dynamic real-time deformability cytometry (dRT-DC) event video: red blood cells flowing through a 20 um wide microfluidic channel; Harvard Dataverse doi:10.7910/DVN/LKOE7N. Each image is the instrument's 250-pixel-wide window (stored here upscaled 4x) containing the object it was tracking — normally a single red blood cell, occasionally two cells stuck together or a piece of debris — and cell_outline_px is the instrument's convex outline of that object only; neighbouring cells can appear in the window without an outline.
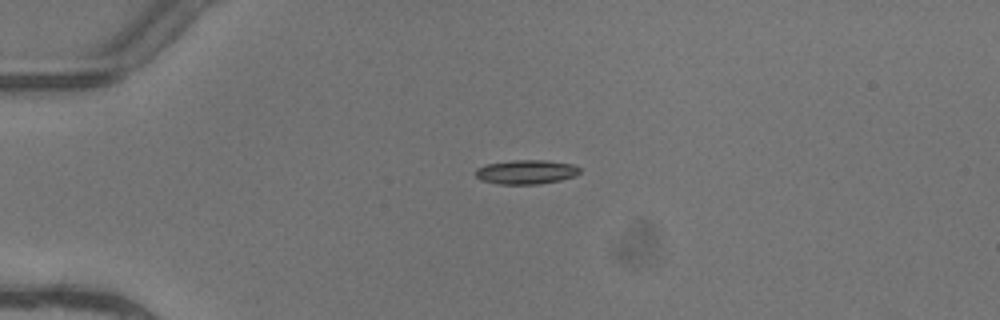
{"species": "common noctule bat (a hibernating species)", "species_latin": "Nyctalus noctula", "temperature_condition": "warm", "stored_images_in_passage": 3, "camera_frame_rate_fps": 3000, "um_per_image_px": 0.085, "animal": {"sex": "female"}, "frame": {"image": 1, "passage_image": 1, "time_ms": 0.0, "image_size_px": [1000, 320], "cell_outline_px": [[580, 172], [576, 176], [560, 180], [540, 184], [496, 184], [480, 180], [476, 176], [476, 168], [484, 164], [512, 160], [544, 160], [572, 164], [580, 168]], "centroid_in_image_um": [44.7, 14.62], "position_along_channel_um": 40.3, "area_um2": 14.85}}
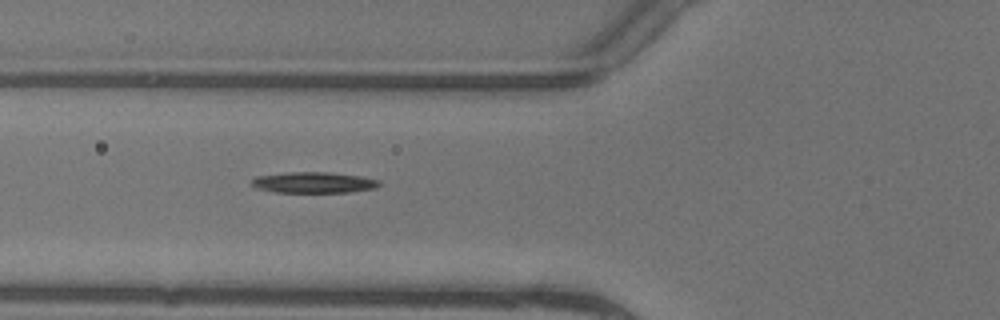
{"frame": {"image": 2, "passage_image": 3, "time_ms": 0.667, "image_size_px": [1000, 320], "cell_outline_px": [[380, 184], [376, 188], [348, 192], [276, 192], [256, 188], [252, 184], [252, 180], [256, 176], [288, 172], [328, 172], [360, 176], [380, 180]], "centroid_in_image_um": [26.67, 15.51], "position_along_channel_um": 99.1, "area_um2": 15.49}}